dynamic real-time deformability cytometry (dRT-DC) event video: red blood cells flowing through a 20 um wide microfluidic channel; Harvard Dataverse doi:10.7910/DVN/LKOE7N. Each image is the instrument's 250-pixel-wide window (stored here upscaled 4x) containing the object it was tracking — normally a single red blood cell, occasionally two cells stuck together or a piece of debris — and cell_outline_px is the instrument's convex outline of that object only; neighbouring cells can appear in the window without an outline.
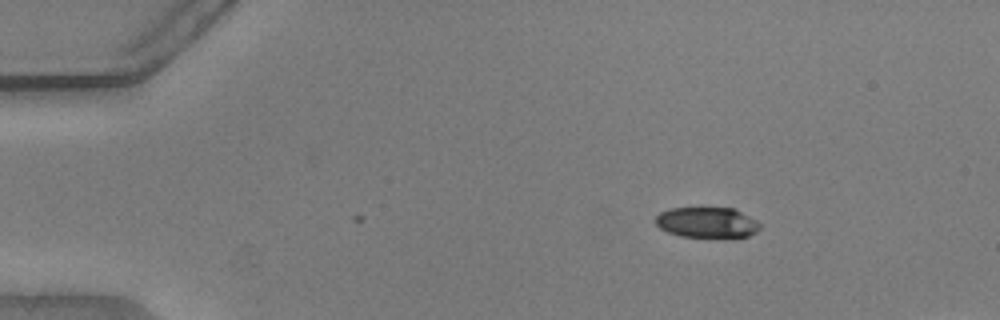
{"species": "common noctule bat (a hibernating species)", "species_latin": "Nyctalus noctula", "temperature_condition": "warm", "stored_images_in_passage": 2, "camera_frame_rate_fps": 3000, "um_per_image_px": 0.085, "animal": {"sex": "male", "body_mass_g": 20.5, "forearm_length_mm": 52.5}, "frame": {"image": 1, "passage_image": 1, "time_ms": 0.0, "image_size_px": [1000, 320], "cell_outline_px": [[760, 228], [756, 232], [748, 236], [736, 240], [680, 236], [668, 232], [660, 228], [656, 224], [656, 216], [660, 212], [668, 208], [732, 208], [756, 220], [760, 224]], "centroid_in_image_um": [60.12, 18.96], "position_along_channel_um": 24.9, "area_um2": 19.19}}